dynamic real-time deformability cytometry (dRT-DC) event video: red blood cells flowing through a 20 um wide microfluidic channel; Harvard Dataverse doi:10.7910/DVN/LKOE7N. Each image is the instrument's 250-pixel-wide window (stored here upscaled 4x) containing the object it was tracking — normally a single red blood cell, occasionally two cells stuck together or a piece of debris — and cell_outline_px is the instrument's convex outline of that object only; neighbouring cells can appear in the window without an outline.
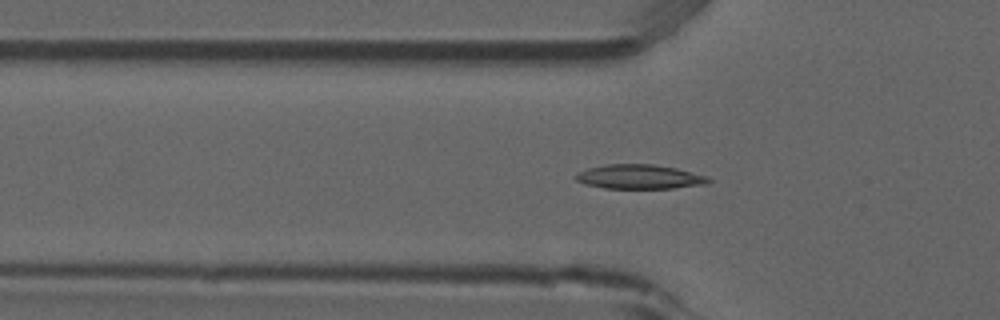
{"species": "common noctule bat (a hibernating species)", "species_latin": "Nyctalus noctula", "temperature_condition": "room temperature", "stored_images_in_passage": 54, "segment_of_instrument_passage": [1, 2], "camera_frame_rate_fps": 3000, "um_per_image_px": 0.085, "animal": {"sex": "male", "forearm_length_mm": 52.5}, "frame": {"image": 1, "passage_image": 17, "time_ms": 5.333, "image_size_px": [1000, 320], "cell_outline_px": [[712, 180], [708, 184], [672, 188], [604, 188], [584, 184], [576, 180], [572, 176], [576, 172], [588, 168], [604, 164], [652, 164], [676, 168], [708, 176]], "centroid_in_image_um": [54.32, 15.02], "position_along_channel_um": 71.5, "area_um2": 19.02}}
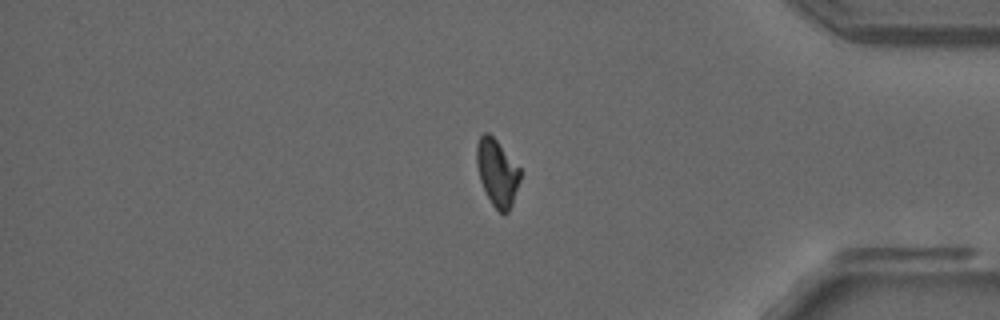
{"frame": {"image": 2, "passage_image": 44, "time_ms": 14.333, "image_size_px": [1000, 320], "cell_outline_px": [[520, 180], [512, 204], [508, 212], [504, 216], [492, 204], [480, 180], [476, 164], [476, 144], [480, 136], [484, 132], [488, 132], [496, 140], [520, 168]], "centroid_in_image_um": [42.25, 14.67], "position_along_channel_um": 393.0, "area_um2": 16.82}}
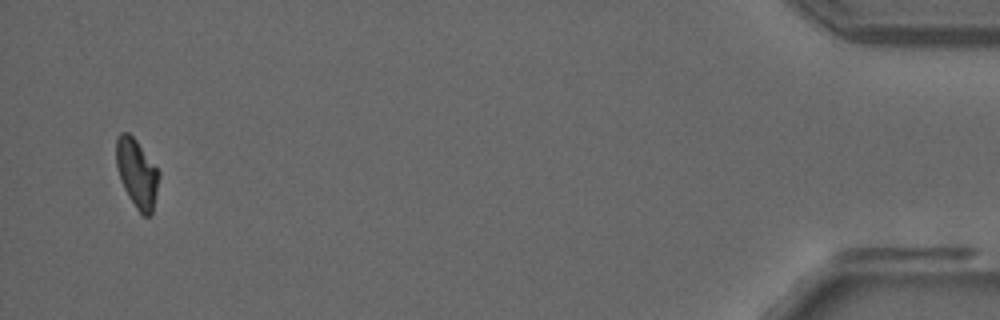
{"frame": {"image": 3, "passage_image": 51, "time_ms": 16.667, "image_size_px": [1000, 320], "cell_outline_px": [[160, 176], [152, 212], [148, 216], [144, 216], [136, 208], [128, 196], [120, 180], [116, 164], [116, 140], [120, 132], [128, 132], [136, 140], [160, 172]], "centroid_in_image_um": [11.63, 14.72], "position_along_channel_um": 423.6, "area_um2": 16.94}}